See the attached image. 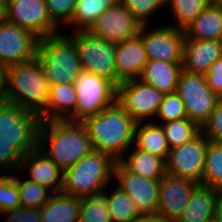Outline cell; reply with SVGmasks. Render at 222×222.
<instances>
[{
    "label": "cell",
    "mask_w": 222,
    "mask_h": 222,
    "mask_svg": "<svg viewBox=\"0 0 222 222\" xmlns=\"http://www.w3.org/2000/svg\"><path fill=\"white\" fill-rule=\"evenodd\" d=\"M50 85L38 58L6 69L0 132L22 130L46 106Z\"/></svg>",
    "instance_id": "6da1fadb"
},
{
    "label": "cell",
    "mask_w": 222,
    "mask_h": 222,
    "mask_svg": "<svg viewBox=\"0 0 222 222\" xmlns=\"http://www.w3.org/2000/svg\"><path fill=\"white\" fill-rule=\"evenodd\" d=\"M21 131L62 171L93 150L83 122L31 121Z\"/></svg>",
    "instance_id": "7a4b0ae2"
},
{
    "label": "cell",
    "mask_w": 222,
    "mask_h": 222,
    "mask_svg": "<svg viewBox=\"0 0 222 222\" xmlns=\"http://www.w3.org/2000/svg\"><path fill=\"white\" fill-rule=\"evenodd\" d=\"M0 154L15 171L29 170L28 180L48 188L53 194L62 191L63 171L21 130L0 132Z\"/></svg>",
    "instance_id": "3957f363"
},
{
    "label": "cell",
    "mask_w": 222,
    "mask_h": 222,
    "mask_svg": "<svg viewBox=\"0 0 222 222\" xmlns=\"http://www.w3.org/2000/svg\"><path fill=\"white\" fill-rule=\"evenodd\" d=\"M86 126L92 148L118 162L134 145L136 122L115 101L94 116L87 117Z\"/></svg>",
    "instance_id": "277c9868"
},
{
    "label": "cell",
    "mask_w": 222,
    "mask_h": 222,
    "mask_svg": "<svg viewBox=\"0 0 222 222\" xmlns=\"http://www.w3.org/2000/svg\"><path fill=\"white\" fill-rule=\"evenodd\" d=\"M115 165L108 154L92 150L63 171L61 192L78 198L100 194L112 184Z\"/></svg>",
    "instance_id": "5b68a950"
},
{
    "label": "cell",
    "mask_w": 222,
    "mask_h": 222,
    "mask_svg": "<svg viewBox=\"0 0 222 222\" xmlns=\"http://www.w3.org/2000/svg\"><path fill=\"white\" fill-rule=\"evenodd\" d=\"M62 31L39 39L37 55L49 85L74 84L82 71L74 40Z\"/></svg>",
    "instance_id": "8992f818"
},
{
    "label": "cell",
    "mask_w": 222,
    "mask_h": 222,
    "mask_svg": "<svg viewBox=\"0 0 222 222\" xmlns=\"http://www.w3.org/2000/svg\"><path fill=\"white\" fill-rule=\"evenodd\" d=\"M68 35L78 49L81 69L103 77L116 86V43L94 36L88 30H77Z\"/></svg>",
    "instance_id": "52a82bcc"
},
{
    "label": "cell",
    "mask_w": 222,
    "mask_h": 222,
    "mask_svg": "<svg viewBox=\"0 0 222 222\" xmlns=\"http://www.w3.org/2000/svg\"><path fill=\"white\" fill-rule=\"evenodd\" d=\"M176 93L184 103L186 117L200 127L209 119L222 99L207 85L205 75L184 70L180 73Z\"/></svg>",
    "instance_id": "ba28073f"
},
{
    "label": "cell",
    "mask_w": 222,
    "mask_h": 222,
    "mask_svg": "<svg viewBox=\"0 0 222 222\" xmlns=\"http://www.w3.org/2000/svg\"><path fill=\"white\" fill-rule=\"evenodd\" d=\"M77 104L75 121L83 122L97 115L116 101V86L109 80L81 71L75 83Z\"/></svg>",
    "instance_id": "9c48e42d"
},
{
    "label": "cell",
    "mask_w": 222,
    "mask_h": 222,
    "mask_svg": "<svg viewBox=\"0 0 222 222\" xmlns=\"http://www.w3.org/2000/svg\"><path fill=\"white\" fill-rule=\"evenodd\" d=\"M163 97V93L140 79L123 81L116 87V102L136 123L154 121Z\"/></svg>",
    "instance_id": "30bf717a"
},
{
    "label": "cell",
    "mask_w": 222,
    "mask_h": 222,
    "mask_svg": "<svg viewBox=\"0 0 222 222\" xmlns=\"http://www.w3.org/2000/svg\"><path fill=\"white\" fill-rule=\"evenodd\" d=\"M208 142L200 132L192 140L170 149L165 161L166 173L201 184Z\"/></svg>",
    "instance_id": "8fae6325"
},
{
    "label": "cell",
    "mask_w": 222,
    "mask_h": 222,
    "mask_svg": "<svg viewBox=\"0 0 222 222\" xmlns=\"http://www.w3.org/2000/svg\"><path fill=\"white\" fill-rule=\"evenodd\" d=\"M139 36L148 60L183 63L184 31L167 24L150 27L143 25Z\"/></svg>",
    "instance_id": "7c38bea8"
},
{
    "label": "cell",
    "mask_w": 222,
    "mask_h": 222,
    "mask_svg": "<svg viewBox=\"0 0 222 222\" xmlns=\"http://www.w3.org/2000/svg\"><path fill=\"white\" fill-rule=\"evenodd\" d=\"M6 20L28 29L39 39L60 32L48 14L45 0H10Z\"/></svg>",
    "instance_id": "4fadbf2b"
},
{
    "label": "cell",
    "mask_w": 222,
    "mask_h": 222,
    "mask_svg": "<svg viewBox=\"0 0 222 222\" xmlns=\"http://www.w3.org/2000/svg\"><path fill=\"white\" fill-rule=\"evenodd\" d=\"M38 41L28 29L7 20L0 22V64L7 68L34 59Z\"/></svg>",
    "instance_id": "5bb4252c"
},
{
    "label": "cell",
    "mask_w": 222,
    "mask_h": 222,
    "mask_svg": "<svg viewBox=\"0 0 222 222\" xmlns=\"http://www.w3.org/2000/svg\"><path fill=\"white\" fill-rule=\"evenodd\" d=\"M143 24L119 1L105 11L88 31L106 41L119 43L138 36Z\"/></svg>",
    "instance_id": "9a60e30c"
},
{
    "label": "cell",
    "mask_w": 222,
    "mask_h": 222,
    "mask_svg": "<svg viewBox=\"0 0 222 222\" xmlns=\"http://www.w3.org/2000/svg\"><path fill=\"white\" fill-rule=\"evenodd\" d=\"M198 185L195 181L166 173L159 181L157 213L167 222H175Z\"/></svg>",
    "instance_id": "2e32d148"
},
{
    "label": "cell",
    "mask_w": 222,
    "mask_h": 222,
    "mask_svg": "<svg viewBox=\"0 0 222 222\" xmlns=\"http://www.w3.org/2000/svg\"><path fill=\"white\" fill-rule=\"evenodd\" d=\"M114 178L135 203L139 213H157L159 181L129 172L119 161L116 162Z\"/></svg>",
    "instance_id": "e0dca14e"
},
{
    "label": "cell",
    "mask_w": 222,
    "mask_h": 222,
    "mask_svg": "<svg viewBox=\"0 0 222 222\" xmlns=\"http://www.w3.org/2000/svg\"><path fill=\"white\" fill-rule=\"evenodd\" d=\"M147 63L148 56L139 35L116 43V87L123 81L138 79Z\"/></svg>",
    "instance_id": "ac0fdd59"
},
{
    "label": "cell",
    "mask_w": 222,
    "mask_h": 222,
    "mask_svg": "<svg viewBox=\"0 0 222 222\" xmlns=\"http://www.w3.org/2000/svg\"><path fill=\"white\" fill-rule=\"evenodd\" d=\"M221 57L222 40H184L182 67L186 72L205 75Z\"/></svg>",
    "instance_id": "d6986e66"
},
{
    "label": "cell",
    "mask_w": 222,
    "mask_h": 222,
    "mask_svg": "<svg viewBox=\"0 0 222 222\" xmlns=\"http://www.w3.org/2000/svg\"><path fill=\"white\" fill-rule=\"evenodd\" d=\"M76 97L77 92L74 84L51 85L45 108L32 121H75Z\"/></svg>",
    "instance_id": "ffe728a7"
},
{
    "label": "cell",
    "mask_w": 222,
    "mask_h": 222,
    "mask_svg": "<svg viewBox=\"0 0 222 222\" xmlns=\"http://www.w3.org/2000/svg\"><path fill=\"white\" fill-rule=\"evenodd\" d=\"M182 64L148 60L138 79L152 85L164 95L174 93L183 70Z\"/></svg>",
    "instance_id": "44dd1931"
},
{
    "label": "cell",
    "mask_w": 222,
    "mask_h": 222,
    "mask_svg": "<svg viewBox=\"0 0 222 222\" xmlns=\"http://www.w3.org/2000/svg\"><path fill=\"white\" fill-rule=\"evenodd\" d=\"M218 192L217 189L199 184L175 222H209L215 218Z\"/></svg>",
    "instance_id": "7402d4cb"
},
{
    "label": "cell",
    "mask_w": 222,
    "mask_h": 222,
    "mask_svg": "<svg viewBox=\"0 0 222 222\" xmlns=\"http://www.w3.org/2000/svg\"><path fill=\"white\" fill-rule=\"evenodd\" d=\"M183 31L185 39L222 40V7L210 3Z\"/></svg>",
    "instance_id": "603a6c76"
},
{
    "label": "cell",
    "mask_w": 222,
    "mask_h": 222,
    "mask_svg": "<svg viewBox=\"0 0 222 222\" xmlns=\"http://www.w3.org/2000/svg\"><path fill=\"white\" fill-rule=\"evenodd\" d=\"M128 151L130 153H126L129 155L125 154L119 162L129 172L151 180H160L166 174V162L163 158L137 149L134 145Z\"/></svg>",
    "instance_id": "cb8c5ba5"
},
{
    "label": "cell",
    "mask_w": 222,
    "mask_h": 222,
    "mask_svg": "<svg viewBox=\"0 0 222 222\" xmlns=\"http://www.w3.org/2000/svg\"><path fill=\"white\" fill-rule=\"evenodd\" d=\"M80 204L81 198L55 193L40 208L42 222H79Z\"/></svg>",
    "instance_id": "d4e9b609"
},
{
    "label": "cell",
    "mask_w": 222,
    "mask_h": 222,
    "mask_svg": "<svg viewBox=\"0 0 222 222\" xmlns=\"http://www.w3.org/2000/svg\"><path fill=\"white\" fill-rule=\"evenodd\" d=\"M134 146L144 152L161 157L165 161L170 150L161 124L154 121L136 124Z\"/></svg>",
    "instance_id": "484cf974"
},
{
    "label": "cell",
    "mask_w": 222,
    "mask_h": 222,
    "mask_svg": "<svg viewBox=\"0 0 222 222\" xmlns=\"http://www.w3.org/2000/svg\"><path fill=\"white\" fill-rule=\"evenodd\" d=\"M117 2L118 0H76L74 14L68 28H71V32L88 30L105 11Z\"/></svg>",
    "instance_id": "4316f807"
},
{
    "label": "cell",
    "mask_w": 222,
    "mask_h": 222,
    "mask_svg": "<svg viewBox=\"0 0 222 222\" xmlns=\"http://www.w3.org/2000/svg\"><path fill=\"white\" fill-rule=\"evenodd\" d=\"M210 3V0H165V9L169 8L167 11L175 21L168 25L184 30Z\"/></svg>",
    "instance_id": "83f0119b"
},
{
    "label": "cell",
    "mask_w": 222,
    "mask_h": 222,
    "mask_svg": "<svg viewBox=\"0 0 222 222\" xmlns=\"http://www.w3.org/2000/svg\"><path fill=\"white\" fill-rule=\"evenodd\" d=\"M11 172L15 173L14 167L0 154V214L21 206L17 181Z\"/></svg>",
    "instance_id": "f1b7e54d"
},
{
    "label": "cell",
    "mask_w": 222,
    "mask_h": 222,
    "mask_svg": "<svg viewBox=\"0 0 222 222\" xmlns=\"http://www.w3.org/2000/svg\"><path fill=\"white\" fill-rule=\"evenodd\" d=\"M108 187L102 192L107 199V207L112 222H127L131 218L140 214L135 203L120 188L115 187L108 192Z\"/></svg>",
    "instance_id": "f546056e"
},
{
    "label": "cell",
    "mask_w": 222,
    "mask_h": 222,
    "mask_svg": "<svg viewBox=\"0 0 222 222\" xmlns=\"http://www.w3.org/2000/svg\"><path fill=\"white\" fill-rule=\"evenodd\" d=\"M160 124L167 139L169 149L181 146L185 142L195 138L201 132V127L187 117Z\"/></svg>",
    "instance_id": "4dcf8cb0"
},
{
    "label": "cell",
    "mask_w": 222,
    "mask_h": 222,
    "mask_svg": "<svg viewBox=\"0 0 222 222\" xmlns=\"http://www.w3.org/2000/svg\"><path fill=\"white\" fill-rule=\"evenodd\" d=\"M201 185L217 190L222 188V144L208 142Z\"/></svg>",
    "instance_id": "1f68e13d"
},
{
    "label": "cell",
    "mask_w": 222,
    "mask_h": 222,
    "mask_svg": "<svg viewBox=\"0 0 222 222\" xmlns=\"http://www.w3.org/2000/svg\"><path fill=\"white\" fill-rule=\"evenodd\" d=\"M19 189L20 205L26 208L40 209L53 195L46 187L28 179L21 180L15 176Z\"/></svg>",
    "instance_id": "d6a6232c"
},
{
    "label": "cell",
    "mask_w": 222,
    "mask_h": 222,
    "mask_svg": "<svg viewBox=\"0 0 222 222\" xmlns=\"http://www.w3.org/2000/svg\"><path fill=\"white\" fill-rule=\"evenodd\" d=\"M79 222H112L103 193L81 198Z\"/></svg>",
    "instance_id": "836d02e7"
},
{
    "label": "cell",
    "mask_w": 222,
    "mask_h": 222,
    "mask_svg": "<svg viewBox=\"0 0 222 222\" xmlns=\"http://www.w3.org/2000/svg\"><path fill=\"white\" fill-rule=\"evenodd\" d=\"M139 22L150 25L152 18L159 15L162 9L165 12V0H118ZM154 16V17H153Z\"/></svg>",
    "instance_id": "e575fe53"
},
{
    "label": "cell",
    "mask_w": 222,
    "mask_h": 222,
    "mask_svg": "<svg viewBox=\"0 0 222 222\" xmlns=\"http://www.w3.org/2000/svg\"><path fill=\"white\" fill-rule=\"evenodd\" d=\"M186 118L185 106L179 95L174 92L163 97L154 122L160 124L178 119Z\"/></svg>",
    "instance_id": "d590c367"
},
{
    "label": "cell",
    "mask_w": 222,
    "mask_h": 222,
    "mask_svg": "<svg viewBox=\"0 0 222 222\" xmlns=\"http://www.w3.org/2000/svg\"><path fill=\"white\" fill-rule=\"evenodd\" d=\"M51 20L60 28L72 21L76 0H45ZM62 25V26H61Z\"/></svg>",
    "instance_id": "8d00e7d4"
},
{
    "label": "cell",
    "mask_w": 222,
    "mask_h": 222,
    "mask_svg": "<svg viewBox=\"0 0 222 222\" xmlns=\"http://www.w3.org/2000/svg\"><path fill=\"white\" fill-rule=\"evenodd\" d=\"M201 132L209 141L222 144V99L201 127Z\"/></svg>",
    "instance_id": "74e56055"
},
{
    "label": "cell",
    "mask_w": 222,
    "mask_h": 222,
    "mask_svg": "<svg viewBox=\"0 0 222 222\" xmlns=\"http://www.w3.org/2000/svg\"><path fill=\"white\" fill-rule=\"evenodd\" d=\"M1 214H7L6 222H42L41 211L35 208L20 206Z\"/></svg>",
    "instance_id": "f35d334b"
},
{
    "label": "cell",
    "mask_w": 222,
    "mask_h": 222,
    "mask_svg": "<svg viewBox=\"0 0 222 222\" xmlns=\"http://www.w3.org/2000/svg\"><path fill=\"white\" fill-rule=\"evenodd\" d=\"M205 77L210 89L222 98V57L210 66Z\"/></svg>",
    "instance_id": "ab89813d"
},
{
    "label": "cell",
    "mask_w": 222,
    "mask_h": 222,
    "mask_svg": "<svg viewBox=\"0 0 222 222\" xmlns=\"http://www.w3.org/2000/svg\"><path fill=\"white\" fill-rule=\"evenodd\" d=\"M127 222H167L158 213H140Z\"/></svg>",
    "instance_id": "60d3db41"
},
{
    "label": "cell",
    "mask_w": 222,
    "mask_h": 222,
    "mask_svg": "<svg viewBox=\"0 0 222 222\" xmlns=\"http://www.w3.org/2000/svg\"><path fill=\"white\" fill-rule=\"evenodd\" d=\"M6 67L0 64V115L3 113V99L6 90Z\"/></svg>",
    "instance_id": "b9f144b4"
},
{
    "label": "cell",
    "mask_w": 222,
    "mask_h": 222,
    "mask_svg": "<svg viewBox=\"0 0 222 222\" xmlns=\"http://www.w3.org/2000/svg\"><path fill=\"white\" fill-rule=\"evenodd\" d=\"M215 217L219 222H222V192H218L216 201Z\"/></svg>",
    "instance_id": "7bdbcfd3"
},
{
    "label": "cell",
    "mask_w": 222,
    "mask_h": 222,
    "mask_svg": "<svg viewBox=\"0 0 222 222\" xmlns=\"http://www.w3.org/2000/svg\"><path fill=\"white\" fill-rule=\"evenodd\" d=\"M6 20V8L0 4V22Z\"/></svg>",
    "instance_id": "ee69618b"
},
{
    "label": "cell",
    "mask_w": 222,
    "mask_h": 222,
    "mask_svg": "<svg viewBox=\"0 0 222 222\" xmlns=\"http://www.w3.org/2000/svg\"><path fill=\"white\" fill-rule=\"evenodd\" d=\"M212 4L222 7V0H210Z\"/></svg>",
    "instance_id": "f6af8a7d"
},
{
    "label": "cell",
    "mask_w": 222,
    "mask_h": 222,
    "mask_svg": "<svg viewBox=\"0 0 222 222\" xmlns=\"http://www.w3.org/2000/svg\"><path fill=\"white\" fill-rule=\"evenodd\" d=\"M10 0H0V4L3 5L5 8H7V5Z\"/></svg>",
    "instance_id": "bcb514c9"
},
{
    "label": "cell",
    "mask_w": 222,
    "mask_h": 222,
    "mask_svg": "<svg viewBox=\"0 0 222 222\" xmlns=\"http://www.w3.org/2000/svg\"><path fill=\"white\" fill-rule=\"evenodd\" d=\"M209 222H219V221L215 217V218L211 219Z\"/></svg>",
    "instance_id": "7dc6e473"
}]
</instances>
